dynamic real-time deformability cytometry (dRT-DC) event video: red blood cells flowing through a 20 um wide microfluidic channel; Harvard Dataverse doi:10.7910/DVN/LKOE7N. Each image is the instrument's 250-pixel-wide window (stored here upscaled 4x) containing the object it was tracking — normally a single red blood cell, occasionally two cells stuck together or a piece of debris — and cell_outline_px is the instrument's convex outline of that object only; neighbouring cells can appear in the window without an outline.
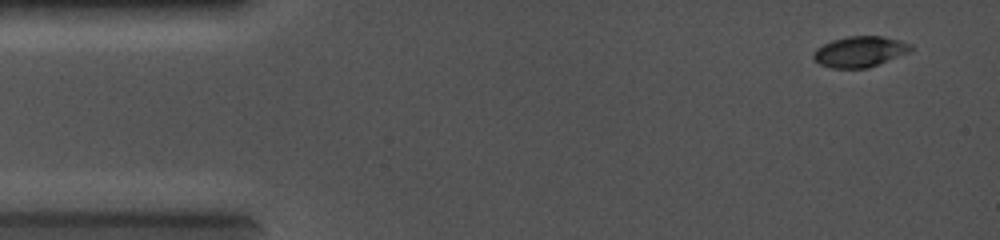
{"species": "common noctule bat (a hibernating species)", "species_latin": "Nyctalus noctula", "temperature_condition": "cold", "stored_images_in_passage": 7, "camera_frame_rate_fps": 5000, "um_per_image_px": 0.085, "animal": {"sex": "female", "body_mass_g": 19.0, "forearm_length_mm": 56.7}, "frame": {"image": 1, "passage_image": 1, "time_ms": 0.0, "image_size_px": [1000, 240], "cell_outline_px": [[912, 48], [908, 52], [868, 68], [832, 68], [820, 64], [812, 56], [812, 52], [816, 48], [832, 40], [848, 36], [880, 36], [900, 40], [912, 44]], "centroid_in_image_um": [73.06, 4.38], "position_along_channel_um": 11.9, "area_um2": 17.28}}
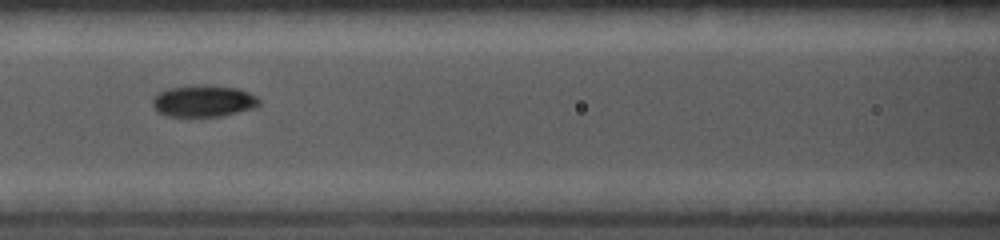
{"frame": {"image": 2, "passage_image": 6, "time_ms": 5.0, "image_size_px": [1000, 240], "cell_outline_px": [[260, 104], [256, 108], [224, 116], [168, 116], [156, 112], [152, 104], [152, 100], [160, 92], [168, 88], [196, 84], [208, 84], [236, 88], [248, 92], [256, 96], [260, 100]], "centroid_in_image_um": [17.32, 8.58], "position_along_channel_um": 149.3, "area_um2": 20.0}}
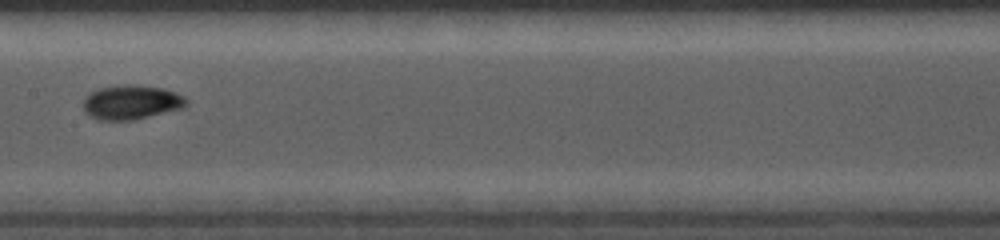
{"frame": {"image": 3, "passage_image": 7, "time_ms": 6.0, "image_size_px": [1000, 240], "cell_outline_px": [[188, 104], [184, 108], [132, 120], [100, 120], [88, 116], [84, 112], [84, 96], [100, 88], [128, 84], [164, 88], [176, 92], [184, 96], [188, 100]], "centroid_in_image_um": [11.18, 8.7], "position_along_channel_um": 196.2, "area_um2": 20.69}}